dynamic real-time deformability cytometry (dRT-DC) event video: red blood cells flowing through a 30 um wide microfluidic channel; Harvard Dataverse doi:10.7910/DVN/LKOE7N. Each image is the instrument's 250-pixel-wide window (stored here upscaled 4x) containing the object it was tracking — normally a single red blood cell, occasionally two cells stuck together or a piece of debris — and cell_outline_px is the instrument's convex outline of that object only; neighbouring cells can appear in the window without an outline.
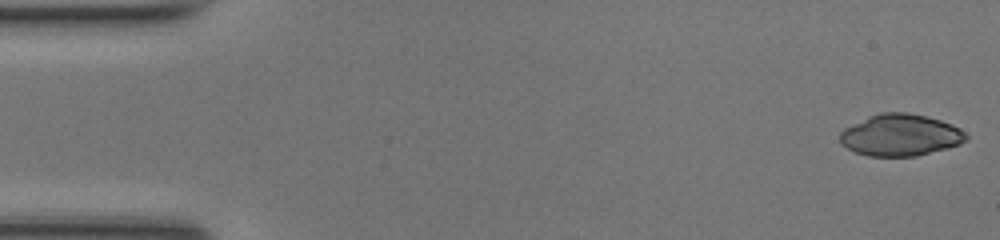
{"species": "common noctule bat (a hibernating species)", "species_latin": "Nyctalus noctula", "temperature_condition": "room temperature", "stored_images_in_passage": 48, "camera_frame_rate_fps": 3000, "um_per_image_px": 0.085, "animal": {"sex": "female", "body_mass_g": 17.0, "forearm_length_mm": 48.0}, "frame": {"image": 1, "passage_image": 1, "time_ms": 0.0, "image_size_px": [1000, 240], "cell_outline_px": [[968, 140], [960, 144], [948, 148], [916, 156], [868, 156], [856, 152], [840, 144], [840, 132], [844, 128], [880, 112], [908, 112], [940, 120], [952, 124], [960, 128], [968, 136]], "centroid_in_image_um": [76.56, 11.49], "position_along_channel_um": 8.4, "area_um2": 30.63}}